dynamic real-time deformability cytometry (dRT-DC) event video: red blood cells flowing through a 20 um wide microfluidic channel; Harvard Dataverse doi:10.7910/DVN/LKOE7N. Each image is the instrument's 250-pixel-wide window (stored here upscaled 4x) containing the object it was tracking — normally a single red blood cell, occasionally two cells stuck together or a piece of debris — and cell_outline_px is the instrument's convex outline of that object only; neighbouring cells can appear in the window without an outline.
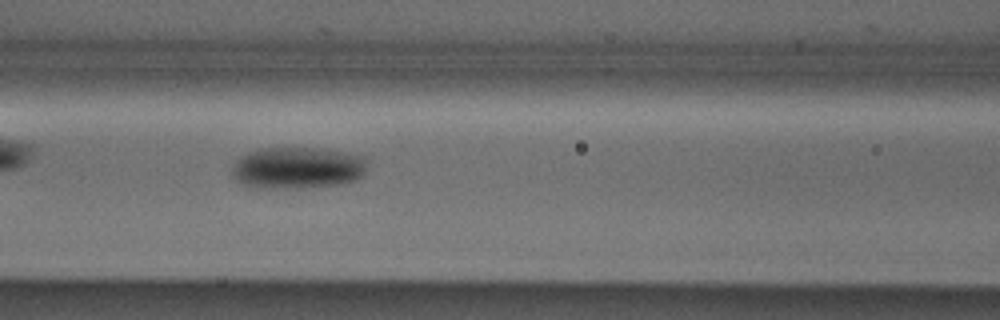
{"species": "Egyptian fruit bat (a non-hibernating species)", "species_latin": "Rousettus aegyptiacus", "temperature_condition": "cold", "stored_images_in_passage": 45, "camera_frame_rate_fps": 3000, "um_per_image_px": 0.085, "animal": {"sex": "male"}, "frame": {"image": 1, "passage_image": 15, "time_ms": 4.667, "image_size_px": [1000, 320], "cell_outline_px": [[368, 160], [364, 172], [356, 180], [340, 184], [300, 188], [256, 188], [240, 184], [232, 176], [232, 164], [240, 156], [248, 152], [260, 148], [316, 148], [364, 156]], "centroid_in_image_um": [25.23, 14.27], "position_along_channel_um": 141.4, "area_um2": 33.12}}
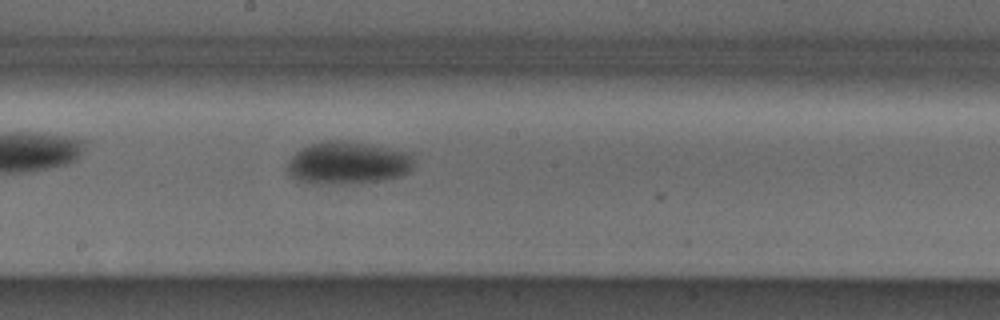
{"frame": {"image": 2, "passage_image": 21, "time_ms": 6.667, "image_size_px": [1000, 320], "cell_outline_px": [[412, 168], [408, 172], [400, 176], [360, 184], [308, 184], [296, 180], [288, 172], [288, 160], [300, 148], [308, 144], [320, 140], [348, 140], [412, 152]], "centroid_in_image_um": [29.53, 13.84], "position_along_channel_um": 218.7, "area_um2": 32.14}}
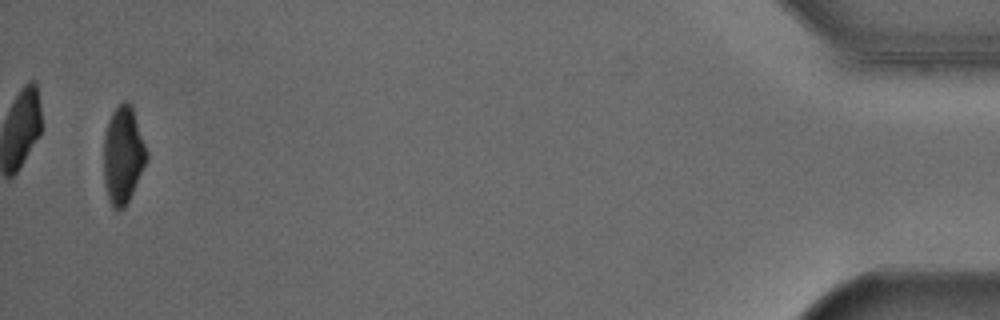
{"frame": {"image": 3, "passage_image": 44, "time_ms": 14.333, "image_size_px": [1000, 320], "cell_outline_px": [[148, 160], [124, 208], [116, 212], [112, 208], [108, 200], [104, 184], [104, 136], [108, 120], [112, 112], [124, 100], [128, 100], [132, 108], [148, 152]], "centroid_in_image_um": [10.45, 13.21], "position_along_channel_um": 424.8, "area_um2": 24.39}, "authors_computed_cell_mechanics": {"area_um2": 29.8826, "velocity_mm_per_s": 3.8807, "shape_relaxation_time_tau1_ms": 3.8882, "shape_relaxation_time_tau2_ms": null, "deformation_change_tau1": 0.1131, "deformation_change_tau2": null}}